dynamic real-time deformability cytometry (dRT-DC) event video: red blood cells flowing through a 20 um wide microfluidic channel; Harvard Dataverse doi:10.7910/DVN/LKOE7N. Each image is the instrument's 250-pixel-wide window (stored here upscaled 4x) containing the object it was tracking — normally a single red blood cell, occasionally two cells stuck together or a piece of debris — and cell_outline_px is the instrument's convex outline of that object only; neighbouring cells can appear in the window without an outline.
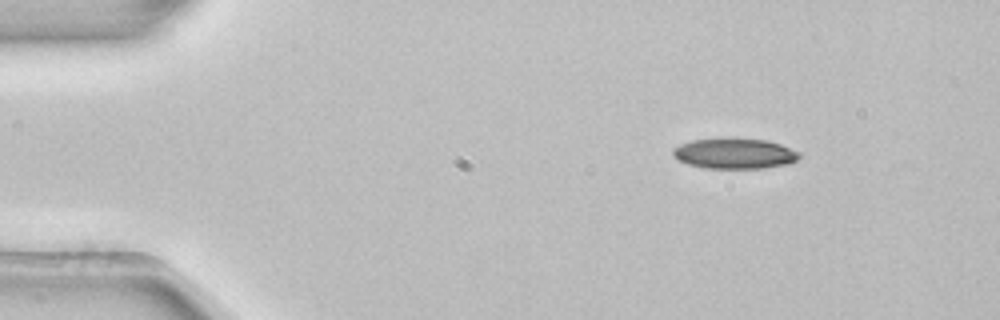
{"species": "common noctule bat (a hibernating species)", "species_latin": "Nyctalus noctula", "temperature_condition": "room temperature", "stored_images_in_passage": 4, "camera_frame_rate_fps": 3000, "um_per_image_px": 0.085, "animal": {"sex": "female", "body_mass_g": 22.7, "forearm_length_mm": 54.2}, "frame": {"image": 1, "passage_image": 1, "time_ms": 0.0, "image_size_px": [1000, 320], "cell_outline_px": [[800, 156], [796, 160], [788, 164], [764, 168], [708, 168], [688, 164], [680, 160], [672, 152], [680, 144], [692, 140], [768, 140], [780, 144], [800, 152]], "centroid_in_image_um": [62.5, 13.08], "position_along_channel_um": 22.5, "area_um2": 21.62}}
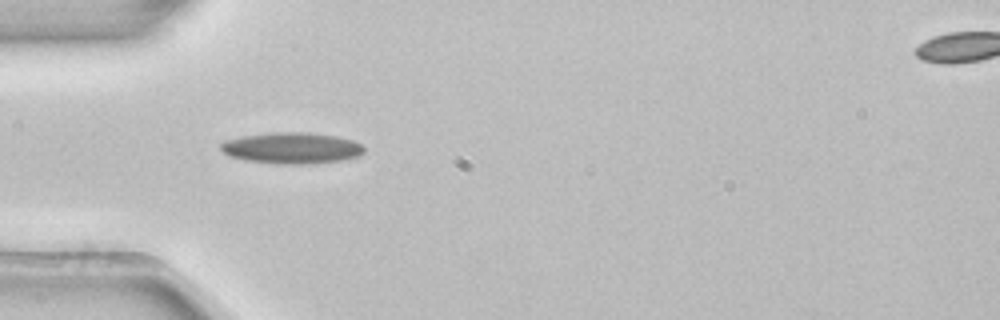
{"frame": {"image": 2, "passage_image": 3, "time_ms": 0.667, "image_size_px": [1000, 320], "cell_outline_px": [[364, 152], [360, 156], [340, 160], [300, 164], [280, 164], [248, 160], [228, 156], [220, 148], [220, 144], [224, 140], [240, 136], [272, 132], [308, 132], [336, 136], [352, 140], [360, 144], [364, 148]], "centroid_in_image_um": [24.77, 12.57], "position_along_channel_um": 60.2, "area_um2": 26.01}}